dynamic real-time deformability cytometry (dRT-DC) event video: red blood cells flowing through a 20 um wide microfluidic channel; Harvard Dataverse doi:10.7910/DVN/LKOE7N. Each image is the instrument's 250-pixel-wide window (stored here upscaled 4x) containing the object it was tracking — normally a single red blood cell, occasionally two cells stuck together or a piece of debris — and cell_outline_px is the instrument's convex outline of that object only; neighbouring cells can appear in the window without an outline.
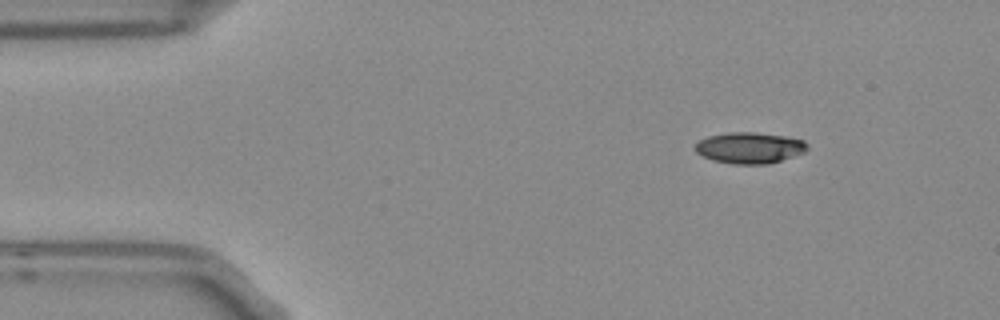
{"species": "Egyptian fruit bat (a non-hibernating species)", "species_latin": "Rousettus aegyptiacus", "temperature_condition": "room temperature", "stored_images_in_passage": 4, "camera_frame_rate_fps": 3000, "um_per_image_px": 0.085, "frame": {"image": 1, "passage_image": 1, "time_ms": 0.0, "image_size_px": [1000, 320], "cell_outline_px": [[808, 148], [804, 152], [768, 164], [732, 164], [712, 160], [696, 152], [692, 148], [700, 140], [708, 136], [728, 132], [756, 132], [784, 136], [804, 140], [808, 144]], "centroid_in_image_um": [63.69, 12.56], "position_along_channel_um": 21.3, "area_um2": 20.35}}
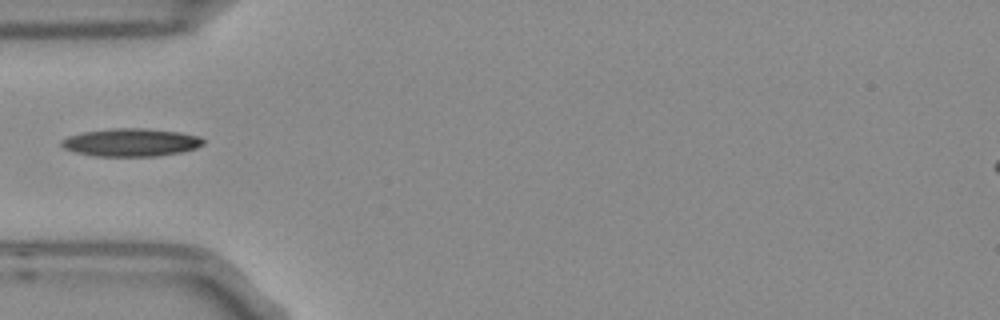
{"frame": {"image": 2, "passage_image": 4, "time_ms": 1.0, "image_size_px": [1000, 320], "cell_outline_px": [[204, 144], [196, 148], [180, 152], [160, 156], [96, 156], [76, 152], [64, 148], [60, 144], [60, 140], [68, 136], [84, 132], [112, 128], [144, 128], [180, 132], [200, 136], [204, 140]], "centroid_in_image_um": [11.15, 12.1], "position_along_channel_um": 73.9, "area_um2": 23.12}}